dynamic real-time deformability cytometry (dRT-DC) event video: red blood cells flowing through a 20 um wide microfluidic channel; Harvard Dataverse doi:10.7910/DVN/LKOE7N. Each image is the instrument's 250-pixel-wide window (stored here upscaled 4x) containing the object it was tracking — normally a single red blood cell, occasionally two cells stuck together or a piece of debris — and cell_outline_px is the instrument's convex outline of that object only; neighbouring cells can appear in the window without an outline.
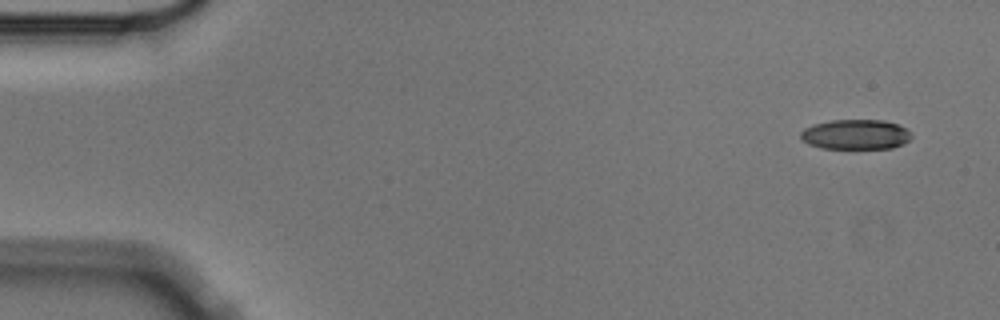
{"species": "Egyptian fruit bat (a non-hibernating species)", "species_latin": "Rousettus aegyptiacus", "temperature_condition": "cold", "stored_images_in_passage": 5, "camera_frame_rate_fps": 3000, "um_per_image_px": 0.085, "animal": {"sex": "male"}, "frame": {"image": 1, "passage_image": 1, "time_ms": 0.0, "image_size_px": [1000, 320], "cell_outline_px": [[912, 136], [908, 140], [892, 148], [820, 148], [808, 144], [800, 136], [800, 132], [804, 128], [812, 124], [832, 120], [884, 120], [896, 124], [904, 128]], "centroid_in_image_um": [72.67, 11.42], "position_along_channel_um": 12.3, "area_um2": 19.13}}
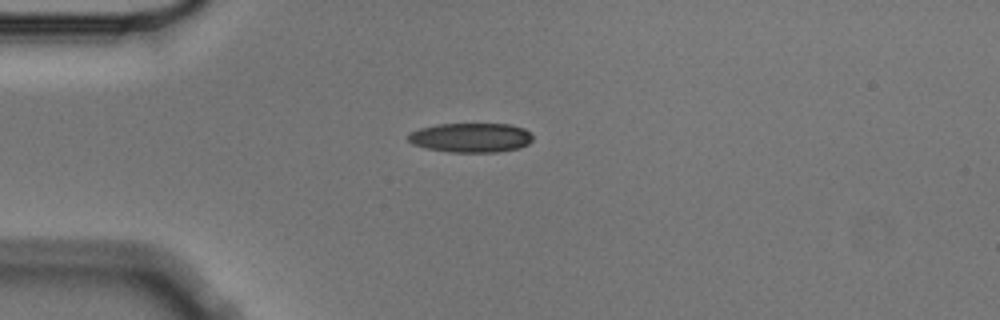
{"frame": {"image": 2, "passage_image": 4, "time_ms": 1.0, "image_size_px": [1000, 320], "cell_outline_px": [[532, 140], [528, 144], [520, 148], [496, 152], [448, 152], [424, 148], [412, 144], [408, 140], [408, 132], [420, 128], [436, 124], [508, 124], [524, 128], [532, 136]], "centroid_in_image_um": [39.98, 11.7], "position_along_channel_um": 45.0, "area_um2": 21.5}}